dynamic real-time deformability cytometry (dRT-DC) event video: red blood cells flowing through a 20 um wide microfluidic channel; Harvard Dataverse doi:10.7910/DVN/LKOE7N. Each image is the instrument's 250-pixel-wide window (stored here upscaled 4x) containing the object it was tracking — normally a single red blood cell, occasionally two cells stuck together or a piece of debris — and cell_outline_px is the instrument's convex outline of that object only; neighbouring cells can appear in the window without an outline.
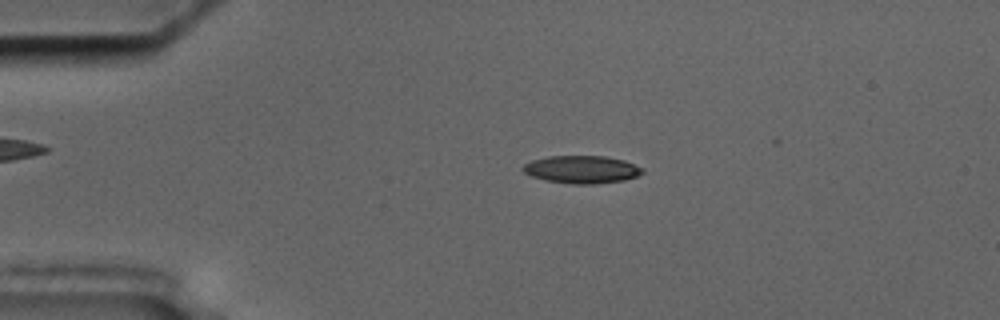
{"species": "common noctule bat (a hibernating species)", "species_latin": "Nyctalus noctula", "temperature_condition": "cold", "stored_images_in_passage": 48, "camera_frame_rate_fps": 3000, "um_per_image_px": 0.085, "animal": {"sex": "male", "body_mass_g": 17.5, "forearm_length_mm": 52.3}, "frame": {"image": 1, "passage_image": 4, "time_ms": 1.0, "image_size_px": [1000, 320], "cell_outline_px": [[644, 172], [636, 176], [624, 180], [596, 184], [572, 184], [544, 180], [532, 176], [524, 172], [520, 168], [524, 164], [532, 160], [548, 156], [604, 156], [624, 160], [644, 168]], "centroid_in_image_um": [49.44, 14.4], "position_along_channel_um": 35.6, "area_um2": 19.36}}
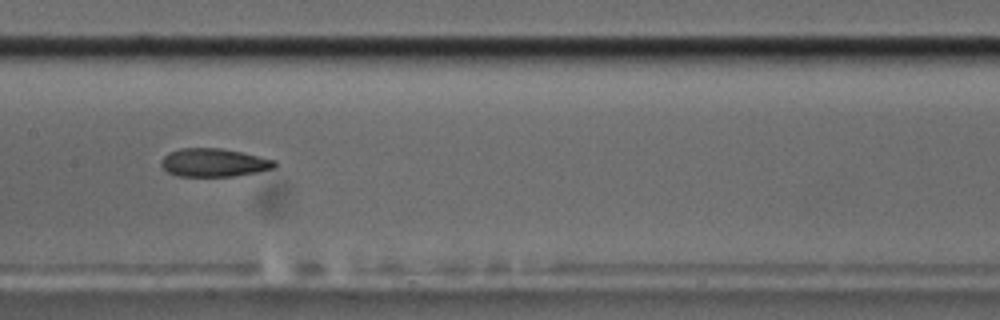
{"frame": {"image": 2, "passage_image": 20, "time_ms": 6.333, "image_size_px": [1000, 320], "cell_outline_px": [[276, 168], [236, 176], [176, 176], [168, 172], [160, 164], [160, 160], [168, 152], [180, 148], [220, 148], [240, 152], [276, 160]], "centroid_in_image_um": [18.16, 13.82], "position_along_channel_um": 189.2, "area_um2": 18.73}}
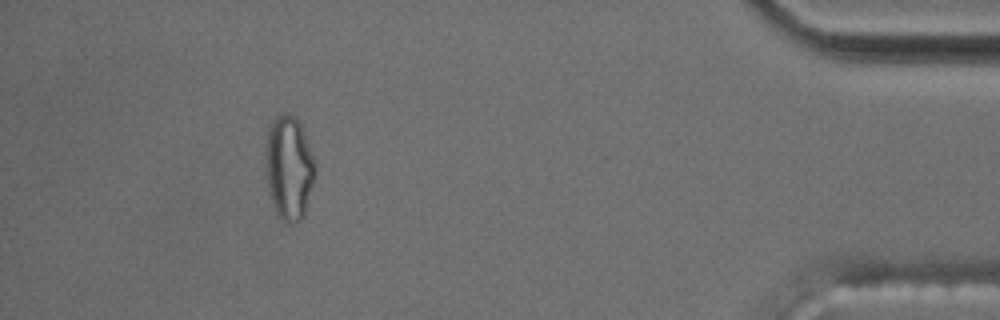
{"frame": {"image": 3, "passage_image": 43, "time_ms": 14.0, "image_size_px": [1000, 320], "cell_outline_px": [[316, 172], [304, 216], [300, 220], [284, 220], [276, 216], [268, 192], [264, 152], [268, 128], [272, 120], [276, 116], [284, 112], [292, 116], [300, 124], [316, 160]], "centroid_in_image_um": [24.55, 14.24], "position_along_channel_um": 410.7, "area_um2": 30.35}, "authors_computed_cell_mechanics": {"area_um2": 19.3919, "velocity_mm_per_s": 3.6127, "shape_relaxation_time_tau1_ms": null, "shape_relaxation_time_tau2_ms": 3.7638, "deformation_change_tau1": null, "deformation_change_tau2": 0.1274}}